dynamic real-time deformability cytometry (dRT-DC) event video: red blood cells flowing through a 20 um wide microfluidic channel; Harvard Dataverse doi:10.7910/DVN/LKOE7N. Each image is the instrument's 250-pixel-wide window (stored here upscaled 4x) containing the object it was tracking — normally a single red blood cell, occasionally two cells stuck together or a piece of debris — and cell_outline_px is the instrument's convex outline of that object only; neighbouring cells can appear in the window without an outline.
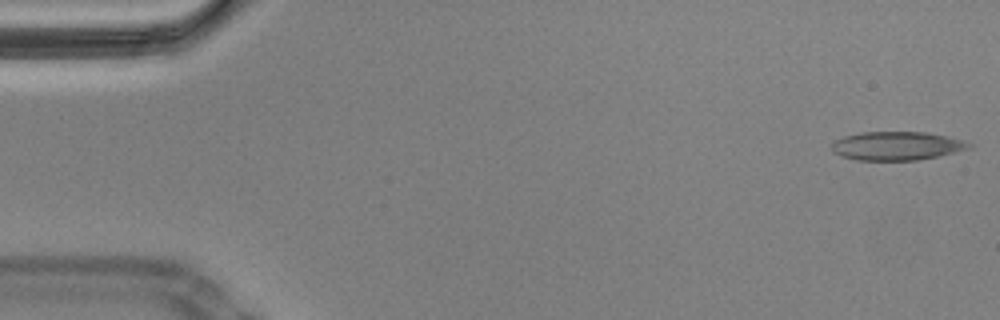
{"species": "Egyptian fruit bat (a non-hibernating species)", "species_latin": "Rousettus aegyptiacus", "temperature_condition": "cold", "stored_images_in_passage": 56, "camera_frame_rate_fps": 3000, "um_per_image_px": 0.085, "animal": {"sex": "male"}, "frame": {"image": 1, "passage_image": 1, "time_ms": 0.0, "image_size_px": [1000, 320], "cell_outline_px": [[972, 148], [940, 156], [916, 160], [856, 160], [840, 156], [832, 152], [832, 144], [836, 140], [844, 136], [860, 132], [928, 132], [960, 140], [972, 144]], "centroid_in_image_um": [76.21, 12.4], "position_along_channel_um": 8.8, "area_um2": 22.89}}
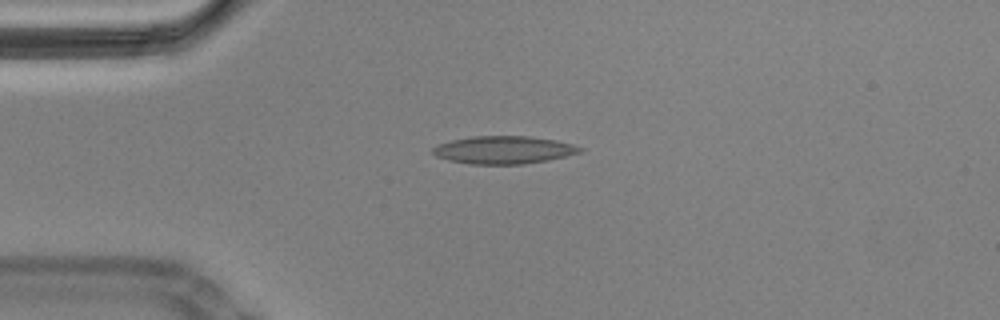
{"frame": {"image": 2, "passage_image": 13, "time_ms": 4.0, "image_size_px": [1000, 320], "cell_outline_px": [[584, 148], [580, 152], [548, 160], [524, 164], [468, 164], [448, 160], [436, 156], [432, 152], [432, 148], [440, 144], [452, 140], [472, 136], [528, 136], [556, 140], [572, 144]], "centroid_in_image_um": [42.8, 12.74], "position_along_channel_um": 42.2, "area_um2": 23.7}}
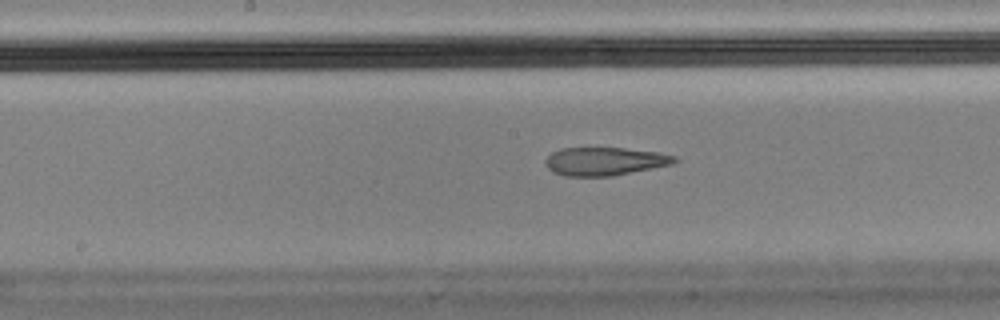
{"frame": {"image": 3, "passage_image": 28, "time_ms": 9.0, "image_size_px": [1000, 320], "cell_outline_px": [[680, 160], [672, 164], [612, 176], [564, 176], [552, 172], [544, 164], [544, 160], [552, 152], [560, 148], [624, 148], [656, 152], [676, 156]], "centroid_in_image_um": [51.37, 13.71], "position_along_channel_um": 196.8, "area_um2": 21.27}, "authors_computed_cell_mechanics": {"area_um2": 23.3801, "velocity_mm_per_s": 3.4872, "shape_relaxation_time_tau1_ms": null, "shape_relaxation_time_tau2_ms": 3.6175, "deformation_change_tau1": null, "deformation_change_tau2": 0.108}}